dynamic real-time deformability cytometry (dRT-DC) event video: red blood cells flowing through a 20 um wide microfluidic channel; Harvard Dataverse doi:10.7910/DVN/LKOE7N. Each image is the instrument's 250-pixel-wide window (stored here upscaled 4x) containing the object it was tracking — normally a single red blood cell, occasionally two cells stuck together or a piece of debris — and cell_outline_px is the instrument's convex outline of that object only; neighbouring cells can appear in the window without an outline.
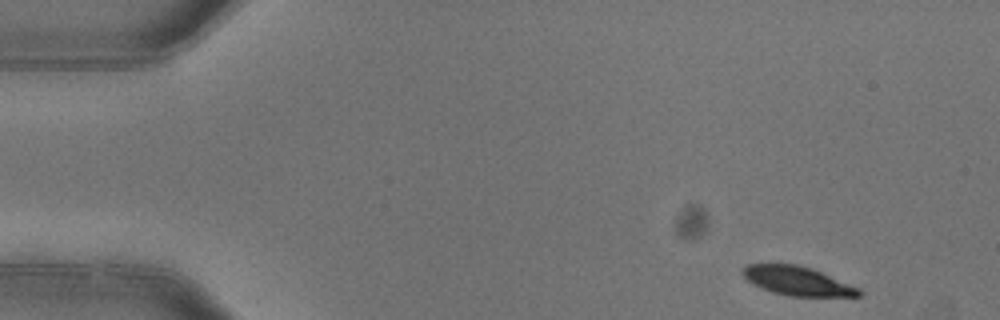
{"species": "common noctule bat (a hibernating species)", "species_latin": "Nyctalus noctula", "temperature_condition": "warm", "stored_images_in_passage": 4, "segment_of_instrument_passage": [1, 2], "camera_frame_rate_fps": 3000, "um_per_image_px": 0.085, "animal": {"sex": "female"}, "frame": {"image": 1, "passage_image": 1, "time_ms": 0.0, "image_size_px": [1000, 320], "cell_outline_px": [[864, 292], [860, 296], [788, 296], [772, 292], [760, 288], [752, 284], [740, 272], [748, 264], [768, 260], [796, 264], [812, 268], [860, 288]], "centroid_in_image_um": [67.71, 23.83], "position_along_channel_um": 17.3, "area_um2": 20.35}}